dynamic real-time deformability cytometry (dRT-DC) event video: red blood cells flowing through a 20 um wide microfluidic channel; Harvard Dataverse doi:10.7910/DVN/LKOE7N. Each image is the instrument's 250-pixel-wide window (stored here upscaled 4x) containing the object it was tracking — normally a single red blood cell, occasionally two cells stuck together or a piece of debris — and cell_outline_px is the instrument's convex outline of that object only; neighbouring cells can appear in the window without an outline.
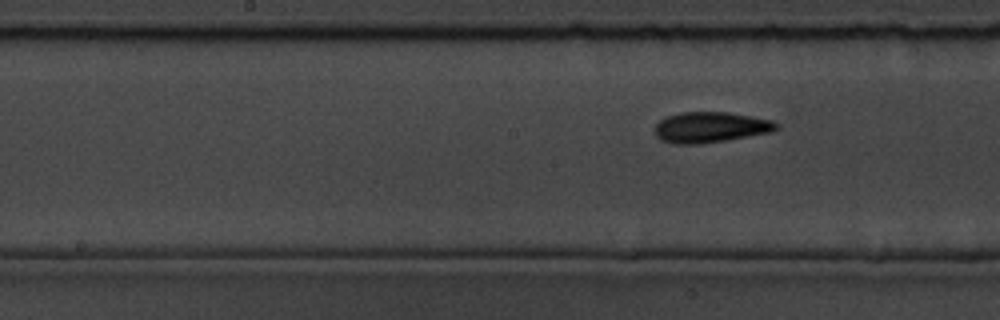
{"species": "common noctule bat (a hibernating species)", "species_latin": "Nyctalus noctula", "temperature_condition": "room temperature", "stored_images_in_passage": 10, "segment_of_instrument_passage": [2, 2], "camera_frame_rate_fps": 3000, "um_per_image_px": 0.085, "animal": {"sex": "male", "body_mass_g": 19.5, "forearm_length_mm": 54.6}, "frame": {"image": 1, "passage_image": 10, "time_ms": 11.333, "image_size_px": [1000, 320], "cell_outline_px": [[780, 128], [772, 132], [724, 140], [696, 144], [672, 144], [660, 140], [656, 136], [656, 124], [660, 120], [668, 116], [680, 112], [728, 112], [772, 120], [780, 124]], "centroid_in_image_um": [60.4, 10.81], "position_along_channel_um": 187.8, "area_um2": 21.68}}